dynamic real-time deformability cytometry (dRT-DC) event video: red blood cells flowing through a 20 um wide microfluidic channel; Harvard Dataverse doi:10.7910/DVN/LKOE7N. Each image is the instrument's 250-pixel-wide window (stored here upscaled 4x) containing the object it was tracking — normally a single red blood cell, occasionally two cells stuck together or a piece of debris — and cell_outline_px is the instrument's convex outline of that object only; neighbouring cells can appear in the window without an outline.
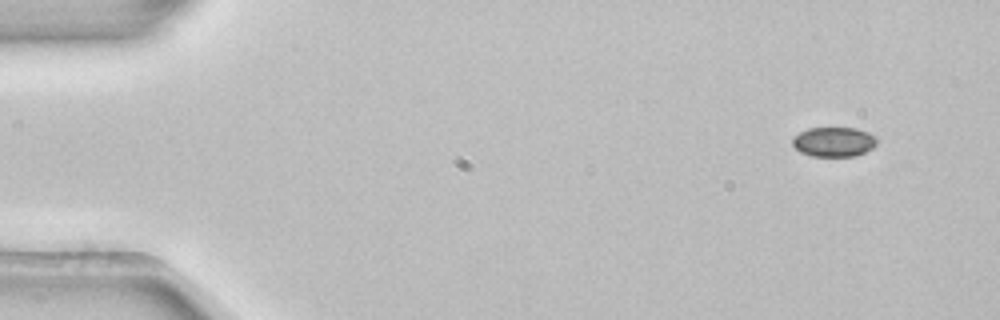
{"species": "common noctule bat (a hibernating species)", "species_latin": "Nyctalus noctula", "temperature_condition": "room temperature", "stored_images_in_passage": 5, "camera_frame_rate_fps": 3000, "um_per_image_px": 0.085, "animal": {"sex": "female", "body_mass_g": 22.7, "forearm_length_mm": 54.2}, "frame": {"image": 1, "passage_image": 1, "time_ms": 0.0, "image_size_px": [1000, 320], "cell_outline_px": [[876, 144], [872, 148], [856, 156], [812, 156], [800, 152], [792, 144], [792, 136], [808, 128], [856, 128], [868, 132], [876, 136]], "centroid_in_image_um": [70.86, 12.05], "position_along_channel_um": 14.1, "area_um2": 14.62}}
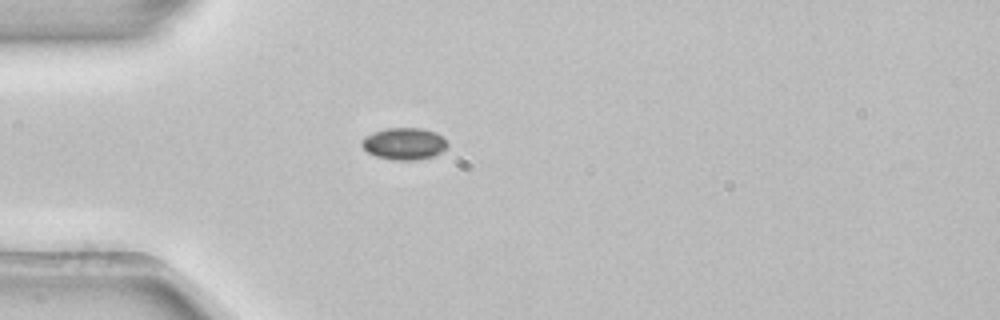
{"frame": {"image": 2, "passage_image": 4, "time_ms": 1.0, "image_size_px": [1000, 320], "cell_outline_px": [[448, 144], [440, 152], [432, 156], [420, 160], [392, 160], [376, 156], [368, 152], [360, 144], [360, 140], [364, 136], [372, 132], [388, 128], [420, 128], [436, 132]], "centroid_in_image_um": [34.3, 12.21], "position_along_channel_um": 50.7, "area_um2": 15.9}}